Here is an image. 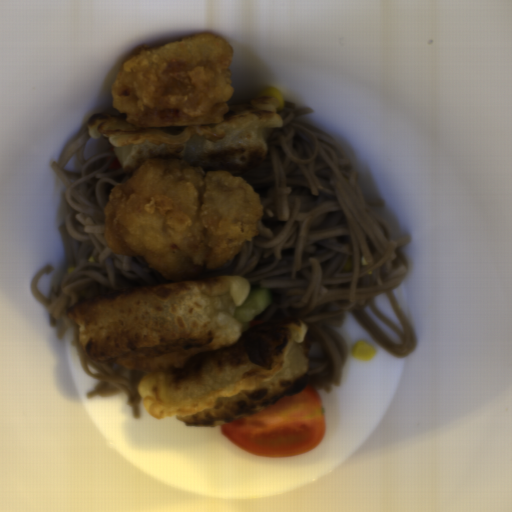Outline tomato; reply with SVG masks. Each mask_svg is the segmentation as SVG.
Listing matches in <instances>:
<instances>
[{
    "mask_svg": "<svg viewBox=\"0 0 512 512\" xmlns=\"http://www.w3.org/2000/svg\"><path fill=\"white\" fill-rule=\"evenodd\" d=\"M223 437L260 457L295 456L315 450L326 433L324 407L309 383L245 418L220 425Z\"/></svg>",
    "mask_w": 512,
    "mask_h": 512,
    "instance_id": "1",
    "label": "tomato"
},
{
    "mask_svg": "<svg viewBox=\"0 0 512 512\" xmlns=\"http://www.w3.org/2000/svg\"><path fill=\"white\" fill-rule=\"evenodd\" d=\"M262 323H267L265 320H259V319H250L248 321V326H247V331L253 326V325H258V324H262Z\"/></svg>",
    "mask_w": 512,
    "mask_h": 512,
    "instance_id": "2",
    "label": "tomato"
}]
</instances>
